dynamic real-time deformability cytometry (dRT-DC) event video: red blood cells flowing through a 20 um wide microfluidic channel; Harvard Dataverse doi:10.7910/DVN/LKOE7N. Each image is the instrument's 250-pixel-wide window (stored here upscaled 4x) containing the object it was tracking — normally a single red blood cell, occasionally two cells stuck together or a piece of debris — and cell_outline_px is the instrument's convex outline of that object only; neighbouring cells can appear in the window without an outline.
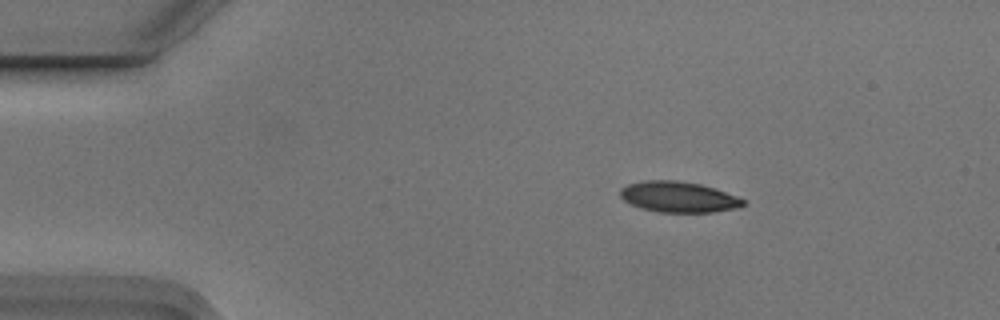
{"species": "Egyptian fruit bat (a non-hibernating species)", "species_latin": "Rousettus aegyptiacus", "temperature_condition": "cold", "stored_images_in_passage": 4, "camera_frame_rate_fps": 3000, "um_per_image_px": 0.085, "animal": {"sex": "male"}, "frame": {"image": 1, "passage_image": 2, "time_ms": 0.333, "image_size_px": [1000, 320], "cell_outline_px": [[744, 204], [740, 208], [712, 212], [656, 212], [640, 208], [624, 200], [620, 196], [620, 188], [628, 184], [644, 180], [676, 180], [700, 184], [716, 188], [736, 196], [744, 200]], "centroid_in_image_um": [57.67, 16.74], "position_along_channel_um": 27.3, "area_um2": 22.14}}